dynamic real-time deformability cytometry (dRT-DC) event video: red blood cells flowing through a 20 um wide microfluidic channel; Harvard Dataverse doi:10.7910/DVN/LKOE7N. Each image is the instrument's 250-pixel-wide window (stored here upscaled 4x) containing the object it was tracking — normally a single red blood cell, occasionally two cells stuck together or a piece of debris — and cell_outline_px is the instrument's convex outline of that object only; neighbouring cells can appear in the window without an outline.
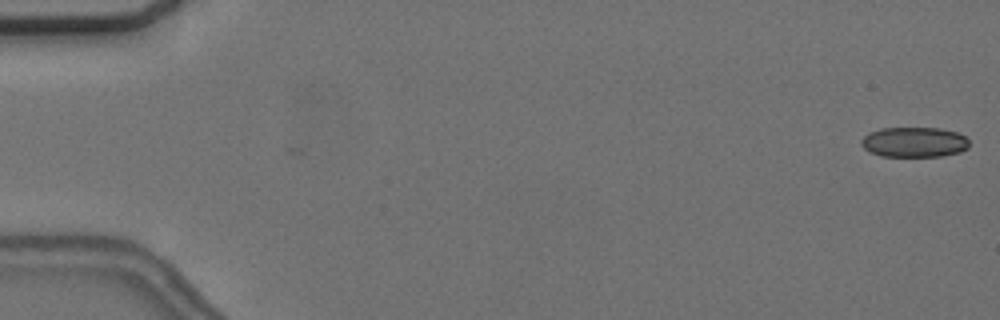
{"species": "common noctule bat (a hibernating species)", "species_latin": "Nyctalus noctula", "temperature_condition": "cold", "stored_images_in_passage": 53, "camera_frame_rate_fps": 3000, "um_per_image_px": 0.085, "animal": {"sex": "female", "body_mass_g": 24.6, "forearm_length_mm": 56.2}, "frame": {"image": 1, "passage_image": 1, "time_ms": 0.0, "image_size_px": [1000, 320], "cell_outline_px": [[968, 148], [960, 152], [940, 156], [880, 156], [868, 152], [860, 144], [860, 140], [868, 132], [880, 128], [940, 128], [956, 132], [964, 136], [968, 140]], "centroid_in_image_um": [77.66, 12.08], "position_along_channel_um": 7.3, "area_um2": 19.07}}
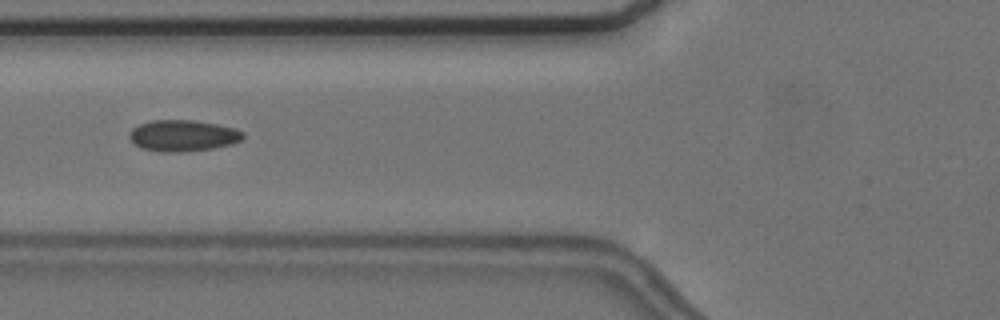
{"frame": {"image": 2, "passage_image": 22, "time_ms": 7.0, "image_size_px": [1000, 320], "cell_outline_px": [[244, 136], [240, 140], [232, 144], [212, 148], [184, 152], [160, 152], [140, 148], [128, 136], [132, 128], [140, 124], [152, 120], [196, 120], [236, 128], [244, 132]], "centroid_in_image_um": [15.55, 11.53], "position_along_channel_um": 110.2, "area_um2": 20.81}}
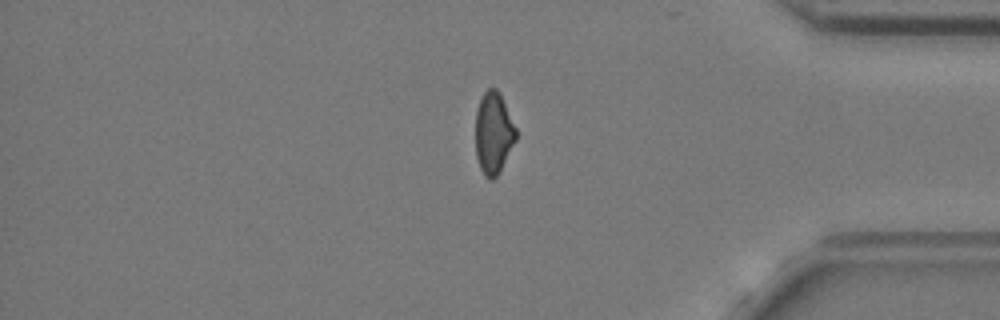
{"frame": {"image": 3, "passage_image": 47, "time_ms": 15.333, "image_size_px": [1000, 320], "cell_outline_px": [[516, 140], [500, 172], [492, 180], [488, 180], [484, 176], [480, 168], [476, 156], [476, 112], [480, 100], [484, 92], [488, 88], [496, 88], [500, 92], [516, 128]], "centroid_in_image_um": [41.95, 11.33], "position_along_channel_um": 393.3, "area_um2": 19.36}}